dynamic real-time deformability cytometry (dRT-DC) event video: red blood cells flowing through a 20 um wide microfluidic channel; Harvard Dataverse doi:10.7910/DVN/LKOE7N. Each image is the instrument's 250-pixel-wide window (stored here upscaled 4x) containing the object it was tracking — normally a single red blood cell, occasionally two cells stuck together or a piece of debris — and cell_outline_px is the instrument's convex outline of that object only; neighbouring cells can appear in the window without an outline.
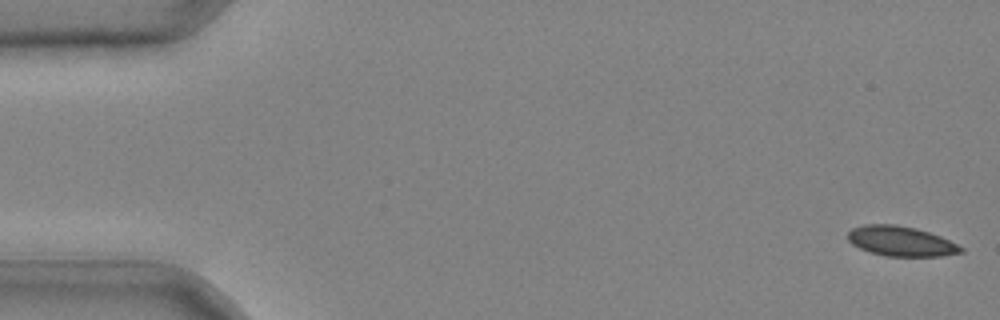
{"species": "common noctule bat (a hibernating species)", "species_latin": "Nyctalus noctula", "temperature_condition": "cold", "stored_images_in_passage": 12, "camera_frame_rate_fps": 3000, "um_per_image_px": 0.085, "animal": {"sex": "male", "body_mass_g": 20.4}, "frame": {"image": 1, "passage_image": 1, "time_ms": 0.0, "image_size_px": [1000, 320], "cell_outline_px": [[964, 252], [940, 256], [884, 256], [860, 248], [852, 244], [848, 240], [848, 232], [852, 228], [864, 224], [896, 224], [916, 228], [940, 236], [964, 248]], "centroid_in_image_um": [76.57, 20.49], "position_along_channel_um": 8.4, "area_um2": 19.65}}